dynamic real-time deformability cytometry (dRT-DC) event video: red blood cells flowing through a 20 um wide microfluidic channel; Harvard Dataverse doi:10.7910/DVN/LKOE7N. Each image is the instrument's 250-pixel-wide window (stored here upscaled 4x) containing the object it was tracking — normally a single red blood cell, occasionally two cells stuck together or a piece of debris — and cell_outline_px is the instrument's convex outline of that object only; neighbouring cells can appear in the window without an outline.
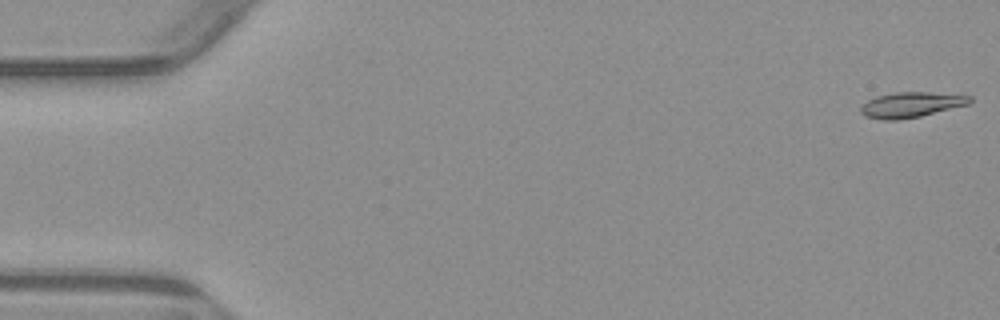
{"species": "common noctule bat (a hibernating species)", "species_latin": "Nyctalus noctula", "temperature_condition": "warm", "stored_images_in_passage": 4, "camera_frame_rate_fps": 3000, "um_per_image_px": 0.085, "animal": {"sex": "male", "body_mass_g": 23.1, "forearm_length_mm": 52.7}, "frame": {"image": 1, "passage_image": 1, "time_ms": 0.0, "image_size_px": [1000, 320], "cell_outline_px": [[972, 100], [968, 104], [920, 116], [896, 120], [884, 120], [864, 116], [860, 112], [860, 108], [868, 100], [876, 96], [896, 92], [928, 92], [972, 96]], "centroid_in_image_um": [77.42, 8.9], "position_along_channel_um": 7.6, "area_um2": 15.9}}
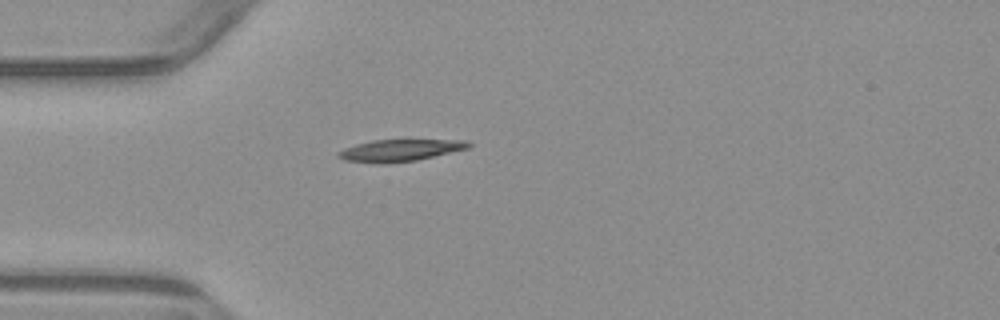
{"frame": {"image": 2, "passage_image": 4, "time_ms": 4.667, "image_size_px": [1000, 320], "cell_outline_px": [[472, 144], [468, 148], [416, 160], [388, 164], [376, 164], [344, 160], [336, 156], [336, 152], [344, 148], [356, 144], [372, 140], [464, 140]], "centroid_in_image_um": [33.91, 12.79], "position_along_channel_um": 51.1, "area_um2": 16.65}}